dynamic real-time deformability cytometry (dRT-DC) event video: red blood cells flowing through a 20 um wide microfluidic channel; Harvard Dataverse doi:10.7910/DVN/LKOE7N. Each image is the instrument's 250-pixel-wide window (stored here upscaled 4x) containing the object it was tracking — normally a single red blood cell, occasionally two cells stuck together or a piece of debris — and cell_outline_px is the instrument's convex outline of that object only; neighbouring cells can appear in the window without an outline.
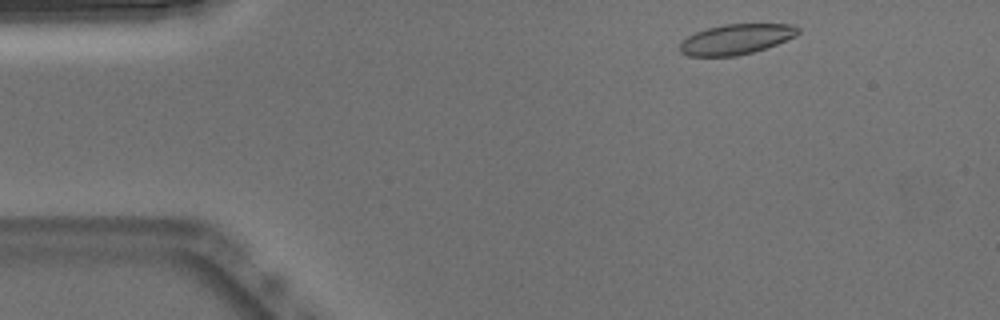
{"species": "Egyptian fruit bat (a non-hibernating species)", "species_latin": "Rousettus aegyptiacus", "temperature_condition": "warm", "stored_images_in_passage": 47, "camera_frame_rate_fps": 3000, "um_per_image_px": 0.085, "animal": {"sex": "male"}, "frame": {"image": 1, "passage_image": 2, "time_ms": 0.333, "image_size_px": [1000, 320], "cell_outline_px": [[800, 32], [796, 36], [776, 44], [752, 52], [736, 56], [688, 56], [680, 52], [680, 44], [688, 36], [696, 32], [708, 28], [724, 24], [792, 24], [800, 28]], "centroid_in_image_um": [62.59, 3.33], "position_along_channel_um": 22.4, "area_um2": 20.69}}
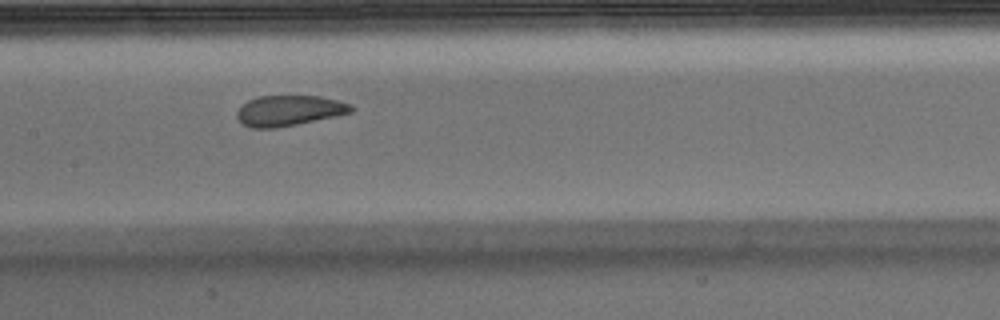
{"frame": {"image": 2, "passage_image": 20, "time_ms": 6.333, "image_size_px": [1000, 320], "cell_outline_px": [[356, 108], [352, 112], [296, 124], [276, 128], [252, 128], [244, 124], [236, 116], [236, 112], [248, 100], [260, 96], [320, 96], [352, 104]], "centroid_in_image_um": [24.59, 9.39], "position_along_channel_um": 182.8, "area_um2": 20.06}}
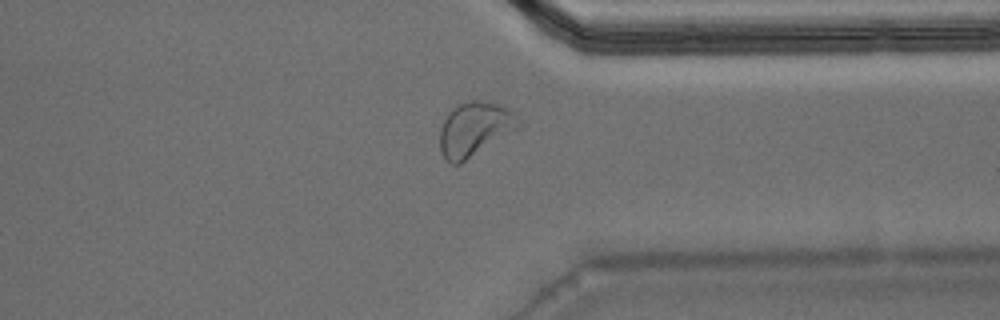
{"frame": {"image": 3, "passage_image": 35, "time_ms": 11.333, "image_size_px": [1000, 320], "cell_outline_px": [[520, 128], [460, 164], [448, 164], [444, 160], [440, 152], [440, 128], [448, 112], [456, 104], [472, 100], [484, 100], [500, 104], [508, 108], [520, 120]], "centroid_in_image_um": [40.33, 10.98], "position_along_channel_um": 371.1, "area_um2": 25.26}, "authors_computed_cell_mechanics": {"area_um2": 21.4438, "velocity_mm_per_s": 3.8195, "shape_relaxation_time_tau1_ms": 5.4864, "shape_relaxation_time_tau2_ms": 1.5938, "deformation_change_tau1": 0.1397, "deformation_change_tau2": 0.0606}}